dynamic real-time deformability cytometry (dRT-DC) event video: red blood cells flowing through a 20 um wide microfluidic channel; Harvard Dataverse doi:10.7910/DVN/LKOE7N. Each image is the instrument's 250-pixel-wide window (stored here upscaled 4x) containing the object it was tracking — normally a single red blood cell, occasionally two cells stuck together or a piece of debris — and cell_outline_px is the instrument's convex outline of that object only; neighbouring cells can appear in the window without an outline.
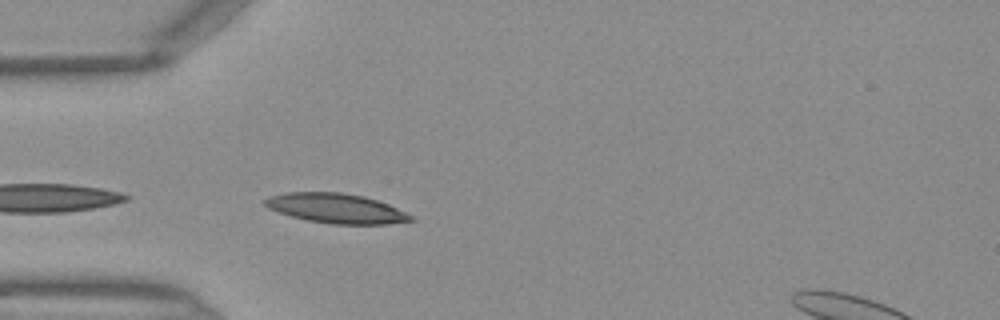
{"species": "Egyptian fruit bat (a non-hibernating species)", "species_latin": "Rousettus aegyptiacus", "temperature_condition": "warm", "stored_images_in_passage": 13, "camera_frame_rate_fps": 3000, "um_per_image_px": 0.085, "frame": {"image": 1, "passage_image": 1, "time_ms": 0.0, "image_size_px": [1000, 320], "cell_outline_px": [[416, 220], [388, 224], [332, 224], [308, 220], [292, 216], [268, 208], [264, 204], [264, 200], [268, 196], [284, 192], [340, 192], [364, 196], [388, 204], [412, 216]], "centroid_in_image_um": [28.56, 17.7], "position_along_channel_um": 56.4, "area_um2": 25.09}}
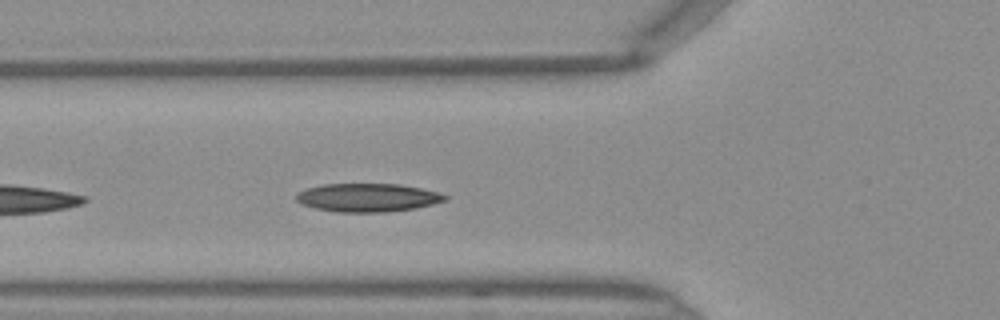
{"frame": {"image": 2, "passage_image": 4, "time_ms": 1.0, "image_size_px": [1000, 320], "cell_outline_px": [[448, 200], [416, 208], [384, 212], [336, 212], [316, 208], [304, 204], [296, 200], [296, 192], [304, 188], [324, 184], [400, 184], [440, 192], [448, 196]], "centroid_in_image_um": [31.26, 16.79], "position_along_channel_um": 94.5, "area_um2": 24.68}}
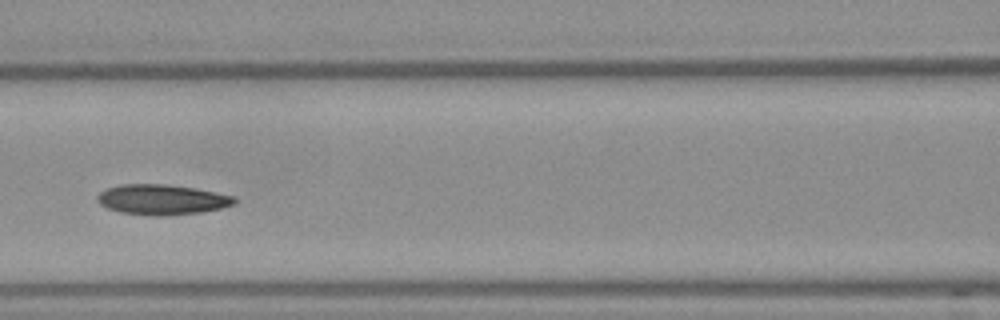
{"frame": {"image": 3, "passage_image": 8, "time_ms": 2.333, "image_size_px": [1000, 320], "cell_outline_px": [[236, 204], [204, 212], [168, 216], [156, 216], [120, 212], [108, 208], [100, 204], [96, 200], [96, 196], [100, 192], [108, 188], [120, 184], [168, 184], [196, 188], [236, 196]], "centroid_in_image_um": [13.79, 16.96], "position_along_channel_um": 152.8, "area_um2": 24.45}}